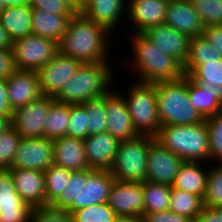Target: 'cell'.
Listing matches in <instances>:
<instances>
[{
    "instance_id": "cell-8",
    "label": "cell",
    "mask_w": 222,
    "mask_h": 222,
    "mask_svg": "<svg viewBox=\"0 0 222 222\" xmlns=\"http://www.w3.org/2000/svg\"><path fill=\"white\" fill-rule=\"evenodd\" d=\"M12 50L17 69L37 71L54 58L58 52V44L31 34L15 40Z\"/></svg>"
},
{
    "instance_id": "cell-11",
    "label": "cell",
    "mask_w": 222,
    "mask_h": 222,
    "mask_svg": "<svg viewBox=\"0 0 222 222\" xmlns=\"http://www.w3.org/2000/svg\"><path fill=\"white\" fill-rule=\"evenodd\" d=\"M183 162L154 138L148 150L146 181L172 186Z\"/></svg>"
},
{
    "instance_id": "cell-53",
    "label": "cell",
    "mask_w": 222,
    "mask_h": 222,
    "mask_svg": "<svg viewBox=\"0 0 222 222\" xmlns=\"http://www.w3.org/2000/svg\"><path fill=\"white\" fill-rule=\"evenodd\" d=\"M5 6H21L30 4L31 0H3Z\"/></svg>"
},
{
    "instance_id": "cell-47",
    "label": "cell",
    "mask_w": 222,
    "mask_h": 222,
    "mask_svg": "<svg viewBox=\"0 0 222 222\" xmlns=\"http://www.w3.org/2000/svg\"><path fill=\"white\" fill-rule=\"evenodd\" d=\"M203 35L222 58V29L218 26H208L205 27Z\"/></svg>"
},
{
    "instance_id": "cell-48",
    "label": "cell",
    "mask_w": 222,
    "mask_h": 222,
    "mask_svg": "<svg viewBox=\"0 0 222 222\" xmlns=\"http://www.w3.org/2000/svg\"><path fill=\"white\" fill-rule=\"evenodd\" d=\"M12 112L7 93V80L0 78V116L11 117Z\"/></svg>"
},
{
    "instance_id": "cell-17",
    "label": "cell",
    "mask_w": 222,
    "mask_h": 222,
    "mask_svg": "<svg viewBox=\"0 0 222 222\" xmlns=\"http://www.w3.org/2000/svg\"><path fill=\"white\" fill-rule=\"evenodd\" d=\"M85 155L90 169L110 170L112 167L120 140L109 132L89 135L84 140Z\"/></svg>"
},
{
    "instance_id": "cell-28",
    "label": "cell",
    "mask_w": 222,
    "mask_h": 222,
    "mask_svg": "<svg viewBox=\"0 0 222 222\" xmlns=\"http://www.w3.org/2000/svg\"><path fill=\"white\" fill-rule=\"evenodd\" d=\"M71 104L50 97L48 114L44 121V138L55 140L67 136Z\"/></svg>"
},
{
    "instance_id": "cell-32",
    "label": "cell",
    "mask_w": 222,
    "mask_h": 222,
    "mask_svg": "<svg viewBox=\"0 0 222 222\" xmlns=\"http://www.w3.org/2000/svg\"><path fill=\"white\" fill-rule=\"evenodd\" d=\"M86 182V169L71 172L65 193L51 204L52 207L68 210L70 213L78 210V193Z\"/></svg>"
},
{
    "instance_id": "cell-29",
    "label": "cell",
    "mask_w": 222,
    "mask_h": 222,
    "mask_svg": "<svg viewBox=\"0 0 222 222\" xmlns=\"http://www.w3.org/2000/svg\"><path fill=\"white\" fill-rule=\"evenodd\" d=\"M183 69L192 81L222 93V58L202 65H183Z\"/></svg>"
},
{
    "instance_id": "cell-26",
    "label": "cell",
    "mask_w": 222,
    "mask_h": 222,
    "mask_svg": "<svg viewBox=\"0 0 222 222\" xmlns=\"http://www.w3.org/2000/svg\"><path fill=\"white\" fill-rule=\"evenodd\" d=\"M72 15H57L32 8V34L50 39L57 44L66 32Z\"/></svg>"
},
{
    "instance_id": "cell-7",
    "label": "cell",
    "mask_w": 222,
    "mask_h": 222,
    "mask_svg": "<svg viewBox=\"0 0 222 222\" xmlns=\"http://www.w3.org/2000/svg\"><path fill=\"white\" fill-rule=\"evenodd\" d=\"M152 136L138 135L133 139L120 141L111 175L117 181L144 182L147 177V157Z\"/></svg>"
},
{
    "instance_id": "cell-33",
    "label": "cell",
    "mask_w": 222,
    "mask_h": 222,
    "mask_svg": "<svg viewBox=\"0 0 222 222\" xmlns=\"http://www.w3.org/2000/svg\"><path fill=\"white\" fill-rule=\"evenodd\" d=\"M71 172L55 164L44 171L47 205H51L60 194L65 193Z\"/></svg>"
},
{
    "instance_id": "cell-42",
    "label": "cell",
    "mask_w": 222,
    "mask_h": 222,
    "mask_svg": "<svg viewBox=\"0 0 222 222\" xmlns=\"http://www.w3.org/2000/svg\"><path fill=\"white\" fill-rule=\"evenodd\" d=\"M210 136V162L222 164V112L205 119Z\"/></svg>"
},
{
    "instance_id": "cell-30",
    "label": "cell",
    "mask_w": 222,
    "mask_h": 222,
    "mask_svg": "<svg viewBox=\"0 0 222 222\" xmlns=\"http://www.w3.org/2000/svg\"><path fill=\"white\" fill-rule=\"evenodd\" d=\"M144 210L143 214H150L169 210L171 186L165 184L142 182Z\"/></svg>"
},
{
    "instance_id": "cell-14",
    "label": "cell",
    "mask_w": 222,
    "mask_h": 222,
    "mask_svg": "<svg viewBox=\"0 0 222 222\" xmlns=\"http://www.w3.org/2000/svg\"><path fill=\"white\" fill-rule=\"evenodd\" d=\"M119 216H143L144 200L142 182L115 180L107 201Z\"/></svg>"
},
{
    "instance_id": "cell-12",
    "label": "cell",
    "mask_w": 222,
    "mask_h": 222,
    "mask_svg": "<svg viewBox=\"0 0 222 222\" xmlns=\"http://www.w3.org/2000/svg\"><path fill=\"white\" fill-rule=\"evenodd\" d=\"M53 164V140L47 138H22L11 168L44 172Z\"/></svg>"
},
{
    "instance_id": "cell-54",
    "label": "cell",
    "mask_w": 222,
    "mask_h": 222,
    "mask_svg": "<svg viewBox=\"0 0 222 222\" xmlns=\"http://www.w3.org/2000/svg\"><path fill=\"white\" fill-rule=\"evenodd\" d=\"M66 4L74 13H78V0H60Z\"/></svg>"
},
{
    "instance_id": "cell-19",
    "label": "cell",
    "mask_w": 222,
    "mask_h": 222,
    "mask_svg": "<svg viewBox=\"0 0 222 222\" xmlns=\"http://www.w3.org/2000/svg\"><path fill=\"white\" fill-rule=\"evenodd\" d=\"M17 193L31 208L47 206L44 172L30 169H9Z\"/></svg>"
},
{
    "instance_id": "cell-27",
    "label": "cell",
    "mask_w": 222,
    "mask_h": 222,
    "mask_svg": "<svg viewBox=\"0 0 222 222\" xmlns=\"http://www.w3.org/2000/svg\"><path fill=\"white\" fill-rule=\"evenodd\" d=\"M188 95L204 119L222 112V93L217 89L207 88L188 77Z\"/></svg>"
},
{
    "instance_id": "cell-18",
    "label": "cell",
    "mask_w": 222,
    "mask_h": 222,
    "mask_svg": "<svg viewBox=\"0 0 222 222\" xmlns=\"http://www.w3.org/2000/svg\"><path fill=\"white\" fill-rule=\"evenodd\" d=\"M7 93L12 110L43 96L36 71L17 69L7 79Z\"/></svg>"
},
{
    "instance_id": "cell-22",
    "label": "cell",
    "mask_w": 222,
    "mask_h": 222,
    "mask_svg": "<svg viewBox=\"0 0 222 222\" xmlns=\"http://www.w3.org/2000/svg\"><path fill=\"white\" fill-rule=\"evenodd\" d=\"M54 164L69 171H78L90 168L82 139L64 136L53 140Z\"/></svg>"
},
{
    "instance_id": "cell-52",
    "label": "cell",
    "mask_w": 222,
    "mask_h": 222,
    "mask_svg": "<svg viewBox=\"0 0 222 222\" xmlns=\"http://www.w3.org/2000/svg\"><path fill=\"white\" fill-rule=\"evenodd\" d=\"M115 222H145L143 216H119Z\"/></svg>"
},
{
    "instance_id": "cell-21",
    "label": "cell",
    "mask_w": 222,
    "mask_h": 222,
    "mask_svg": "<svg viewBox=\"0 0 222 222\" xmlns=\"http://www.w3.org/2000/svg\"><path fill=\"white\" fill-rule=\"evenodd\" d=\"M114 181L109 170L86 169V182L78 193V209L107 202Z\"/></svg>"
},
{
    "instance_id": "cell-3",
    "label": "cell",
    "mask_w": 222,
    "mask_h": 222,
    "mask_svg": "<svg viewBox=\"0 0 222 222\" xmlns=\"http://www.w3.org/2000/svg\"><path fill=\"white\" fill-rule=\"evenodd\" d=\"M111 67L109 62L82 63L54 99L72 105L104 96L115 83Z\"/></svg>"
},
{
    "instance_id": "cell-20",
    "label": "cell",
    "mask_w": 222,
    "mask_h": 222,
    "mask_svg": "<svg viewBox=\"0 0 222 222\" xmlns=\"http://www.w3.org/2000/svg\"><path fill=\"white\" fill-rule=\"evenodd\" d=\"M164 24L189 36L203 35L204 25L190 0H170Z\"/></svg>"
},
{
    "instance_id": "cell-43",
    "label": "cell",
    "mask_w": 222,
    "mask_h": 222,
    "mask_svg": "<svg viewBox=\"0 0 222 222\" xmlns=\"http://www.w3.org/2000/svg\"><path fill=\"white\" fill-rule=\"evenodd\" d=\"M31 220L32 222H74L68 210L54 208L51 205L32 208Z\"/></svg>"
},
{
    "instance_id": "cell-57",
    "label": "cell",
    "mask_w": 222,
    "mask_h": 222,
    "mask_svg": "<svg viewBox=\"0 0 222 222\" xmlns=\"http://www.w3.org/2000/svg\"><path fill=\"white\" fill-rule=\"evenodd\" d=\"M91 0H78V13L82 12L83 9L90 3Z\"/></svg>"
},
{
    "instance_id": "cell-1",
    "label": "cell",
    "mask_w": 222,
    "mask_h": 222,
    "mask_svg": "<svg viewBox=\"0 0 222 222\" xmlns=\"http://www.w3.org/2000/svg\"><path fill=\"white\" fill-rule=\"evenodd\" d=\"M110 35L83 12L74 13L58 44V51L82 63L109 62Z\"/></svg>"
},
{
    "instance_id": "cell-13",
    "label": "cell",
    "mask_w": 222,
    "mask_h": 222,
    "mask_svg": "<svg viewBox=\"0 0 222 222\" xmlns=\"http://www.w3.org/2000/svg\"><path fill=\"white\" fill-rule=\"evenodd\" d=\"M107 132L120 141L138 136L120 91L113 87L105 94Z\"/></svg>"
},
{
    "instance_id": "cell-37",
    "label": "cell",
    "mask_w": 222,
    "mask_h": 222,
    "mask_svg": "<svg viewBox=\"0 0 222 222\" xmlns=\"http://www.w3.org/2000/svg\"><path fill=\"white\" fill-rule=\"evenodd\" d=\"M71 214L74 222H115L118 217L107 202L90 205Z\"/></svg>"
},
{
    "instance_id": "cell-24",
    "label": "cell",
    "mask_w": 222,
    "mask_h": 222,
    "mask_svg": "<svg viewBox=\"0 0 222 222\" xmlns=\"http://www.w3.org/2000/svg\"><path fill=\"white\" fill-rule=\"evenodd\" d=\"M201 163L184 161L175 177L172 188L198 195L203 199L206 192L209 167L206 170Z\"/></svg>"
},
{
    "instance_id": "cell-50",
    "label": "cell",
    "mask_w": 222,
    "mask_h": 222,
    "mask_svg": "<svg viewBox=\"0 0 222 222\" xmlns=\"http://www.w3.org/2000/svg\"><path fill=\"white\" fill-rule=\"evenodd\" d=\"M17 193L9 169H0V195Z\"/></svg>"
},
{
    "instance_id": "cell-40",
    "label": "cell",
    "mask_w": 222,
    "mask_h": 222,
    "mask_svg": "<svg viewBox=\"0 0 222 222\" xmlns=\"http://www.w3.org/2000/svg\"><path fill=\"white\" fill-rule=\"evenodd\" d=\"M204 27L222 22V0H190Z\"/></svg>"
},
{
    "instance_id": "cell-2",
    "label": "cell",
    "mask_w": 222,
    "mask_h": 222,
    "mask_svg": "<svg viewBox=\"0 0 222 222\" xmlns=\"http://www.w3.org/2000/svg\"><path fill=\"white\" fill-rule=\"evenodd\" d=\"M132 60L130 70L138 75L139 83L154 84L157 82L175 81L185 76L183 65L174 57L165 54L143 33H131Z\"/></svg>"
},
{
    "instance_id": "cell-46",
    "label": "cell",
    "mask_w": 222,
    "mask_h": 222,
    "mask_svg": "<svg viewBox=\"0 0 222 222\" xmlns=\"http://www.w3.org/2000/svg\"><path fill=\"white\" fill-rule=\"evenodd\" d=\"M16 70L13 50L0 49V78L7 80Z\"/></svg>"
},
{
    "instance_id": "cell-45",
    "label": "cell",
    "mask_w": 222,
    "mask_h": 222,
    "mask_svg": "<svg viewBox=\"0 0 222 222\" xmlns=\"http://www.w3.org/2000/svg\"><path fill=\"white\" fill-rule=\"evenodd\" d=\"M145 222H193L194 219L179 215L170 210L143 214Z\"/></svg>"
},
{
    "instance_id": "cell-31",
    "label": "cell",
    "mask_w": 222,
    "mask_h": 222,
    "mask_svg": "<svg viewBox=\"0 0 222 222\" xmlns=\"http://www.w3.org/2000/svg\"><path fill=\"white\" fill-rule=\"evenodd\" d=\"M203 207V199L200 196L171 186L170 211L195 219L201 213Z\"/></svg>"
},
{
    "instance_id": "cell-39",
    "label": "cell",
    "mask_w": 222,
    "mask_h": 222,
    "mask_svg": "<svg viewBox=\"0 0 222 222\" xmlns=\"http://www.w3.org/2000/svg\"><path fill=\"white\" fill-rule=\"evenodd\" d=\"M22 137L10 125L0 133V169H10Z\"/></svg>"
},
{
    "instance_id": "cell-44",
    "label": "cell",
    "mask_w": 222,
    "mask_h": 222,
    "mask_svg": "<svg viewBox=\"0 0 222 222\" xmlns=\"http://www.w3.org/2000/svg\"><path fill=\"white\" fill-rule=\"evenodd\" d=\"M32 8L57 15H73L74 12L60 0H31Z\"/></svg>"
},
{
    "instance_id": "cell-23",
    "label": "cell",
    "mask_w": 222,
    "mask_h": 222,
    "mask_svg": "<svg viewBox=\"0 0 222 222\" xmlns=\"http://www.w3.org/2000/svg\"><path fill=\"white\" fill-rule=\"evenodd\" d=\"M82 12L113 34L115 28L123 22L121 19L127 12V0H91Z\"/></svg>"
},
{
    "instance_id": "cell-55",
    "label": "cell",
    "mask_w": 222,
    "mask_h": 222,
    "mask_svg": "<svg viewBox=\"0 0 222 222\" xmlns=\"http://www.w3.org/2000/svg\"><path fill=\"white\" fill-rule=\"evenodd\" d=\"M10 119L11 117L0 116V133L10 126Z\"/></svg>"
},
{
    "instance_id": "cell-51",
    "label": "cell",
    "mask_w": 222,
    "mask_h": 222,
    "mask_svg": "<svg viewBox=\"0 0 222 222\" xmlns=\"http://www.w3.org/2000/svg\"><path fill=\"white\" fill-rule=\"evenodd\" d=\"M13 40L0 23V49H12Z\"/></svg>"
},
{
    "instance_id": "cell-16",
    "label": "cell",
    "mask_w": 222,
    "mask_h": 222,
    "mask_svg": "<svg viewBox=\"0 0 222 222\" xmlns=\"http://www.w3.org/2000/svg\"><path fill=\"white\" fill-rule=\"evenodd\" d=\"M167 4V0H127V18L133 23L132 32L142 33L149 27L164 24Z\"/></svg>"
},
{
    "instance_id": "cell-58",
    "label": "cell",
    "mask_w": 222,
    "mask_h": 222,
    "mask_svg": "<svg viewBox=\"0 0 222 222\" xmlns=\"http://www.w3.org/2000/svg\"><path fill=\"white\" fill-rule=\"evenodd\" d=\"M5 8H6V6H5L3 0H0V14Z\"/></svg>"
},
{
    "instance_id": "cell-4",
    "label": "cell",
    "mask_w": 222,
    "mask_h": 222,
    "mask_svg": "<svg viewBox=\"0 0 222 222\" xmlns=\"http://www.w3.org/2000/svg\"><path fill=\"white\" fill-rule=\"evenodd\" d=\"M183 161L210 162V136L206 121L193 125H164L154 137Z\"/></svg>"
},
{
    "instance_id": "cell-25",
    "label": "cell",
    "mask_w": 222,
    "mask_h": 222,
    "mask_svg": "<svg viewBox=\"0 0 222 222\" xmlns=\"http://www.w3.org/2000/svg\"><path fill=\"white\" fill-rule=\"evenodd\" d=\"M0 23L13 42L32 34V7L30 4L6 6L0 14Z\"/></svg>"
},
{
    "instance_id": "cell-41",
    "label": "cell",
    "mask_w": 222,
    "mask_h": 222,
    "mask_svg": "<svg viewBox=\"0 0 222 222\" xmlns=\"http://www.w3.org/2000/svg\"><path fill=\"white\" fill-rule=\"evenodd\" d=\"M67 136L84 140L89 136L87 112L83 104H72Z\"/></svg>"
},
{
    "instance_id": "cell-9",
    "label": "cell",
    "mask_w": 222,
    "mask_h": 222,
    "mask_svg": "<svg viewBox=\"0 0 222 222\" xmlns=\"http://www.w3.org/2000/svg\"><path fill=\"white\" fill-rule=\"evenodd\" d=\"M81 64L80 60L58 51L51 61L36 71L42 94L55 98Z\"/></svg>"
},
{
    "instance_id": "cell-56",
    "label": "cell",
    "mask_w": 222,
    "mask_h": 222,
    "mask_svg": "<svg viewBox=\"0 0 222 222\" xmlns=\"http://www.w3.org/2000/svg\"><path fill=\"white\" fill-rule=\"evenodd\" d=\"M5 199H22V198L18 193L0 195V200H5Z\"/></svg>"
},
{
    "instance_id": "cell-36",
    "label": "cell",
    "mask_w": 222,
    "mask_h": 222,
    "mask_svg": "<svg viewBox=\"0 0 222 222\" xmlns=\"http://www.w3.org/2000/svg\"><path fill=\"white\" fill-rule=\"evenodd\" d=\"M203 205L207 208H222V164L209 165Z\"/></svg>"
},
{
    "instance_id": "cell-34",
    "label": "cell",
    "mask_w": 222,
    "mask_h": 222,
    "mask_svg": "<svg viewBox=\"0 0 222 222\" xmlns=\"http://www.w3.org/2000/svg\"><path fill=\"white\" fill-rule=\"evenodd\" d=\"M220 59V54L212 44L204 35H199L190 39L189 54L184 65H202L206 64V62L219 61Z\"/></svg>"
},
{
    "instance_id": "cell-5",
    "label": "cell",
    "mask_w": 222,
    "mask_h": 222,
    "mask_svg": "<svg viewBox=\"0 0 222 222\" xmlns=\"http://www.w3.org/2000/svg\"><path fill=\"white\" fill-rule=\"evenodd\" d=\"M157 109L161 126L193 125L205 119L192 105L188 95V76L175 81L157 82Z\"/></svg>"
},
{
    "instance_id": "cell-6",
    "label": "cell",
    "mask_w": 222,
    "mask_h": 222,
    "mask_svg": "<svg viewBox=\"0 0 222 222\" xmlns=\"http://www.w3.org/2000/svg\"><path fill=\"white\" fill-rule=\"evenodd\" d=\"M122 93L133 127L138 135L155 137L161 127L158 116L156 88L153 84L136 82Z\"/></svg>"
},
{
    "instance_id": "cell-35",
    "label": "cell",
    "mask_w": 222,
    "mask_h": 222,
    "mask_svg": "<svg viewBox=\"0 0 222 222\" xmlns=\"http://www.w3.org/2000/svg\"><path fill=\"white\" fill-rule=\"evenodd\" d=\"M87 112L89 135L107 132L105 95L84 102Z\"/></svg>"
},
{
    "instance_id": "cell-38",
    "label": "cell",
    "mask_w": 222,
    "mask_h": 222,
    "mask_svg": "<svg viewBox=\"0 0 222 222\" xmlns=\"http://www.w3.org/2000/svg\"><path fill=\"white\" fill-rule=\"evenodd\" d=\"M32 208L22 199L0 200V222H27Z\"/></svg>"
},
{
    "instance_id": "cell-49",
    "label": "cell",
    "mask_w": 222,
    "mask_h": 222,
    "mask_svg": "<svg viewBox=\"0 0 222 222\" xmlns=\"http://www.w3.org/2000/svg\"><path fill=\"white\" fill-rule=\"evenodd\" d=\"M193 222H222V208L203 207Z\"/></svg>"
},
{
    "instance_id": "cell-10",
    "label": "cell",
    "mask_w": 222,
    "mask_h": 222,
    "mask_svg": "<svg viewBox=\"0 0 222 222\" xmlns=\"http://www.w3.org/2000/svg\"><path fill=\"white\" fill-rule=\"evenodd\" d=\"M50 97L40 98L16 108L12 112L10 125L22 138H44V121L48 114Z\"/></svg>"
},
{
    "instance_id": "cell-59",
    "label": "cell",
    "mask_w": 222,
    "mask_h": 222,
    "mask_svg": "<svg viewBox=\"0 0 222 222\" xmlns=\"http://www.w3.org/2000/svg\"><path fill=\"white\" fill-rule=\"evenodd\" d=\"M218 27L222 29V22L219 24V26H218Z\"/></svg>"
},
{
    "instance_id": "cell-15",
    "label": "cell",
    "mask_w": 222,
    "mask_h": 222,
    "mask_svg": "<svg viewBox=\"0 0 222 222\" xmlns=\"http://www.w3.org/2000/svg\"><path fill=\"white\" fill-rule=\"evenodd\" d=\"M163 53L185 64L190 47V37L166 24L149 27L142 32Z\"/></svg>"
}]
</instances>
